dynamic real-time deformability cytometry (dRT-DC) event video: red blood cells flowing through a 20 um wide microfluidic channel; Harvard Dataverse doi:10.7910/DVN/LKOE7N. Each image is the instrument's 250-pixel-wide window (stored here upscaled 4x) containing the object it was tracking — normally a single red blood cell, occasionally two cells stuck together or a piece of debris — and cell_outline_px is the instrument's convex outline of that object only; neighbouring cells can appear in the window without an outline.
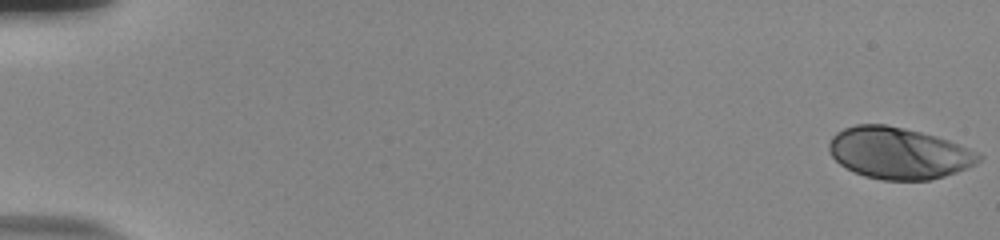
{"species": "human", "species_latin": "Homo sapiens", "temperature_condition": "room temperature", "stored_images_in_passage": 9, "camera_frame_rate_fps": 3000, "um_per_image_px": 0.085, "donor": {"sex": "male"}, "frame": {"image": 1, "passage_image": 1, "time_ms": 0.0, "image_size_px": [1000, 240], "cell_outline_px": [[984, 156], [976, 164], [968, 168], [944, 176], [928, 180], [880, 180], [864, 176], [840, 164], [828, 152], [828, 144], [832, 136], [836, 132], [844, 128], [856, 124], [884, 124], [904, 128], [936, 136], [948, 140], [968, 148]], "centroid_in_image_um": [76.37, 13.01], "position_along_channel_um": 8.6, "area_um2": 44.91}}